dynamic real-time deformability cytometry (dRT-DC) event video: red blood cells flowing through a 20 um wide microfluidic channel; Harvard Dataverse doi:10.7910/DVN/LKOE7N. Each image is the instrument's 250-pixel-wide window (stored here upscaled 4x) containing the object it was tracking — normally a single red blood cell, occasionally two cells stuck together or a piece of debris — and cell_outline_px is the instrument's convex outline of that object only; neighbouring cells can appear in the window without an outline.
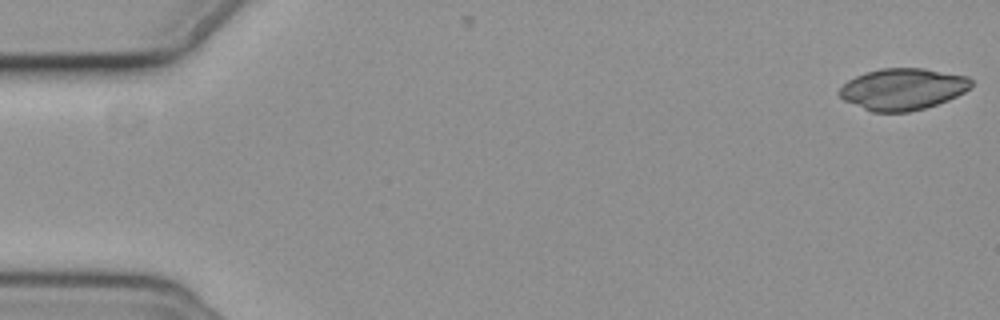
{"species": "common noctule bat (a hibernating species)", "species_latin": "Nyctalus noctula", "temperature_condition": "cold", "stored_images_in_passage": 5, "camera_frame_rate_fps": 3000, "um_per_image_px": 0.085, "animal": {"sex": "female", "body_mass_g": 19.3, "forearm_length_mm": 54.1}, "frame": {"image": 1, "passage_image": 1, "time_ms": 0.0, "image_size_px": [1000, 320], "cell_outline_px": [[972, 84], [964, 92], [948, 100], [924, 108], [908, 112], [872, 112], [844, 100], [836, 92], [848, 80], [864, 72], [880, 68], [924, 68], [968, 76], [972, 80]], "centroid_in_image_um": [76.72, 7.56], "position_along_channel_um": 8.3, "area_um2": 31.96}}